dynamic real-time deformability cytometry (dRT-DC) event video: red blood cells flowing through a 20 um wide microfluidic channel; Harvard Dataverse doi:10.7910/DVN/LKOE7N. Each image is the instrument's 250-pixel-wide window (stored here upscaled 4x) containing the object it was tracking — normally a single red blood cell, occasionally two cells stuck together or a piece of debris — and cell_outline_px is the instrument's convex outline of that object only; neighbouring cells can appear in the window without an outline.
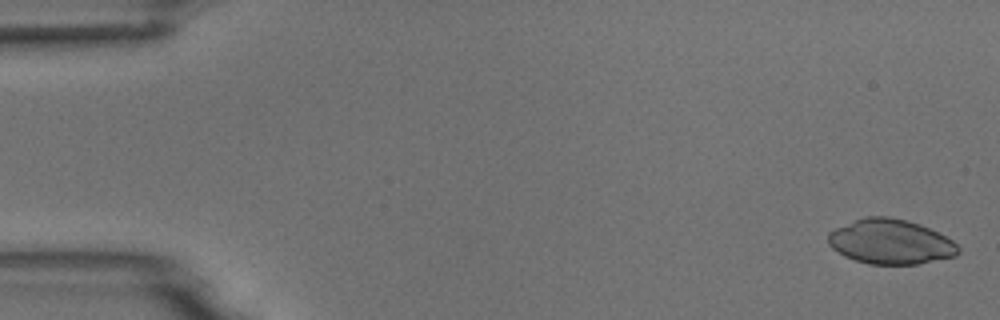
{"species": "common noctule bat (a hibernating species)", "species_latin": "Nyctalus noctula", "temperature_condition": "room temperature", "stored_images_in_passage": 4, "camera_frame_rate_fps": 3000, "um_per_image_px": 0.085, "animal": {"sex": "male", "body_mass_g": 18.8}, "frame": {"image": 1, "passage_image": 1, "time_ms": 0.0, "image_size_px": [1000, 320], "cell_outline_px": [[960, 252], [956, 256], [920, 264], [868, 264], [844, 256], [832, 248], [828, 244], [828, 232], [852, 220], [864, 216], [888, 216], [920, 224], [952, 240], [960, 248]], "centroid_in_image_um": [75.68, 20.55], "position_along_channel_um": 9.3, "area_um2": 34.04}}